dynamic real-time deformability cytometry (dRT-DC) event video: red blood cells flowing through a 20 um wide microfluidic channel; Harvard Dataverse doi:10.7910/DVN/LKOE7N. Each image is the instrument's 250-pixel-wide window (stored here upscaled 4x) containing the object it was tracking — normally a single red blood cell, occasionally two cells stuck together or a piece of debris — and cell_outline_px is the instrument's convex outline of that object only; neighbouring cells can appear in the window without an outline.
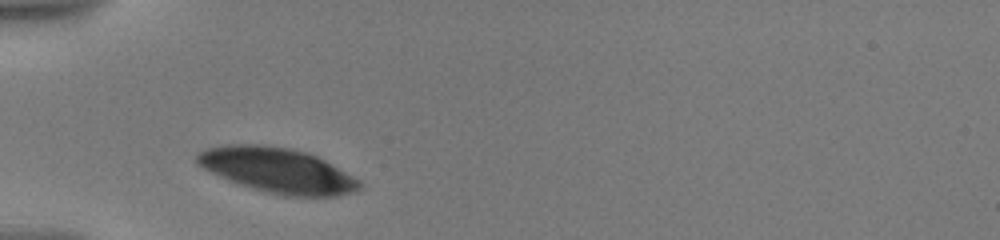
{"species": "human", "species_latin": "Homo sapiens", "temperature_condition": "warm", "stored_images_in_passage": 22, "camera_frame_rate_fps": 3000, "um_per_image_px": 0.085, "donor": {"sex": "male"}, "frame": {"image": 1, "passage_image": 2, "time_ms": 1.0, "image_size_px": [1000, 240], "cell_outline_px": [[360, 188], [336, 196], [284, 196], [252, 188], [228, 180], [204, 168], [196, 160], [196, 156], [200, 152], [208, 148], [232, 144], [256, 144], [292, 148], [308, 152], [324, 160], [360, 180]], "centroid_in_image_um": [23.59, 14.47], "position_along_channel_um": 61.4, "area_um2": 41.91}}
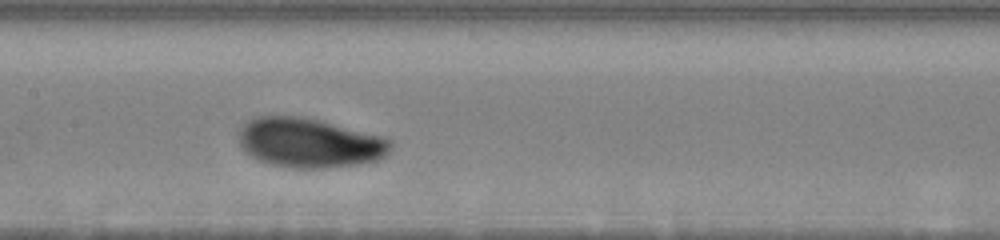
{"frame": {"image": 2, "passage_image": 6, "time_ms": 4.667, "image_size_px": [1000, 240], "cell_outline_px": [[388, 152], [384, 156], [376, 160], [356, 164], [328, 168], [292, 168], [272, 164], [260, 160], [244, 152], [240, 144], [240, 128], [248, 120], [260, 116], [304, 116], [380, 136], [388, 140]], "centroid_in_image_um": [26.23, 12.14], "position_along_channel_um": 181.2, "area_um2": 43.18}}
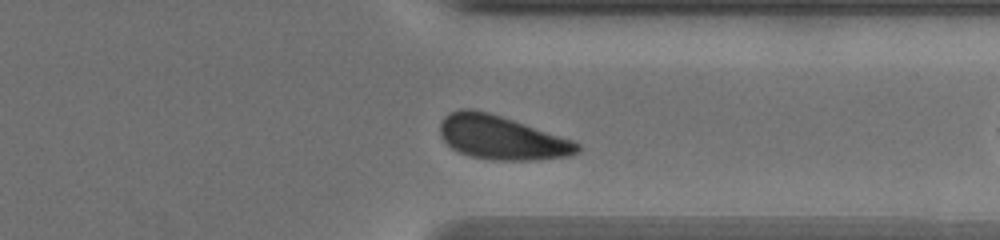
{"frame": {"image": 3, "passage_image": 16, "time_ms": 8.667, "image_size_px": [1000, 240], "cell_outline_px": [[580, 152], [572, 156], [536, 160], [492, 160], [472, 156], [460, 152], [452, 148], [440, 136], [440, 124], [444, 116], [448, 112], [460, 108], [472, 108], [488, 112], [572, 140], [580, 144]], "centroid_in_image_um": [42.62, 11.7], "position_along_channel_um": 368.8, "area_um2": 34.97}, "authors_computed_cell_mechanics": {"area_um2": 38.0035, "velocity_mm_per_s": 3.5259, "shape_relaxation_time_tau1_ms": 1.8232, "shape_relaxation_time_tau2_ms": null, "deformation_change_tau1": 0.0825, "deformation_change_tau2": null}}